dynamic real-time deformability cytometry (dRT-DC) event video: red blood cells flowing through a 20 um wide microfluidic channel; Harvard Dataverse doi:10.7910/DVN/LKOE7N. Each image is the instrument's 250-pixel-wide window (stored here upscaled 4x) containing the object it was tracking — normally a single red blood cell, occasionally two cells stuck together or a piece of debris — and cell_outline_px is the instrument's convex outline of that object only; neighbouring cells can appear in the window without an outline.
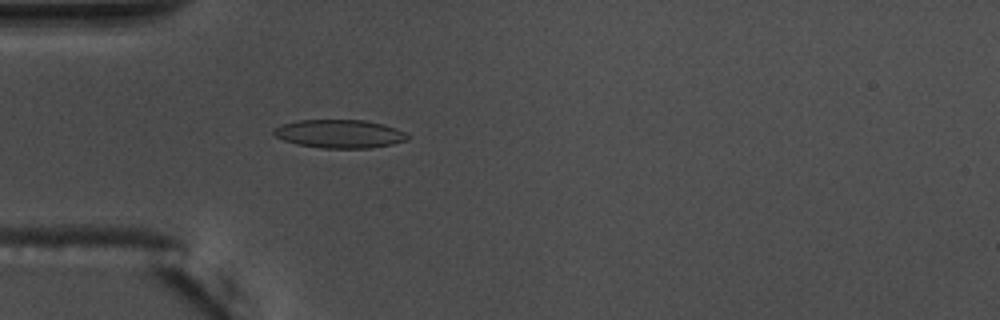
{"species": "common noctule bat (a hibernating species)", "species_latin": "Nyctalus noctula", "temperature_condition": "warm", "stored_images_in_passage": 40, "camera_frame_rate_fps": 3000, "um_per_image_px": 0.085, "animal": {"sex": "male", "body_mass_g": 17.5, "forearm_length_mm": 52.3}, "frame": {"image": 1, "passage_image": 1, "time_ms": 0.0, "image_size_px": [1000, 320], "cell_outline_px": [[412, 136], [408, 140], [392, 144], [372, 148], [320, 148], [296, 144], [284, 140], [276, 136], [272, 132], [276, 128], [284, 124], [300, 120], [364, 120], [384, 124], [396, 128]], "centroid_in_image_um": [28.92, 11.38], "position_along_channel_um": 56.1, "area_um2": 22.14}, "authors_computed_cell_mechanics": {"area_um2": 21.5305, "velocity_mm_per_s": 3.6792, "shape_relaxation_time_tau1_ms": 10.2962, "shape_relaxation_time_tau2_ms": 3.937, "deformation_change_tau1": 0.2214, "deformation_change_tau2": 0.1151}}